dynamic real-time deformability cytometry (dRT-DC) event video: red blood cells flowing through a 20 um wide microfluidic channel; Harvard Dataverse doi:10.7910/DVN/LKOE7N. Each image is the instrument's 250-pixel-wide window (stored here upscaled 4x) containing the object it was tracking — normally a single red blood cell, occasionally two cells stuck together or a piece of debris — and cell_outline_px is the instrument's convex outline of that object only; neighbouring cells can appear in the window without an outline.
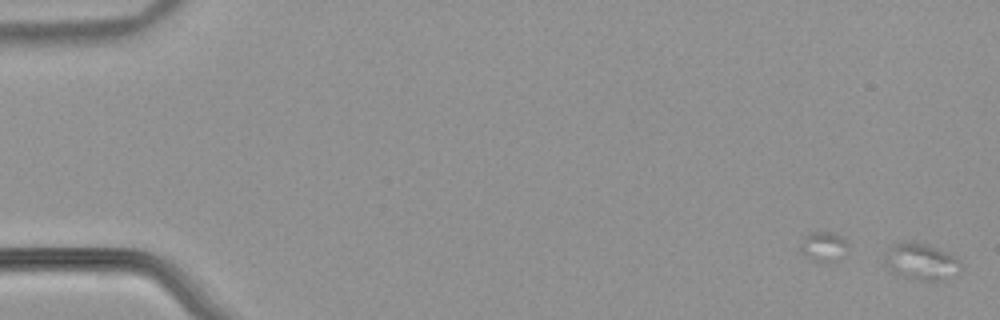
{"species": "common noctule bat (a hibernating species)", "species_latin": "Nyctalus noctula", "temperature_condition": "warm", "stored_images_in_passage": 52, "camera_frame_rate_fps": 3000, "um_per_image_px": 0.085, "animal": {"sex": "male", "body_mass_g": 21.5, "forearm_length_mm": 52.0}, "frame": {"image": 1, "passage_image": 1, "time_ms": 0.0, "image_size_px": [1000, 320], "cell_outline_px": [[960, 268], [940, 280], [920, 280], [896, 276], [884, 260], [888, 244], [896, 240], [912, 240], [936, 248], [956, 256], [960, 260]], "centroid_in_image_um": [78.18, 22.17], "position_along_channel_um": 6.8, "area_um2": 16.3}}
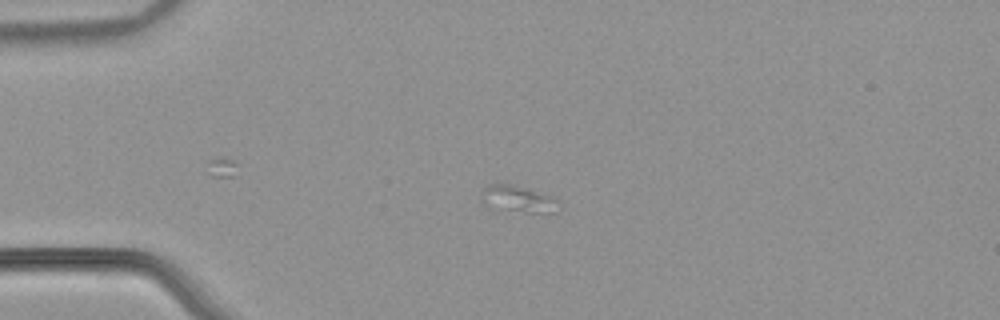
{"frame": {"image": 2, "passage_image": 15, "time_ms": 4.667, "image_size_px": [1000, 320], "cell_outline_px": [[560, 208], [556, 212], [496, 212], [488, 208], [480, 200], [484, 188], [488, 184], [508, 184], [552, 196], [556, 200]], "centroid_in_image_um": [43.94, 16.97], "position_along_channel_um": 41.1, "area_um2": 12.31}}
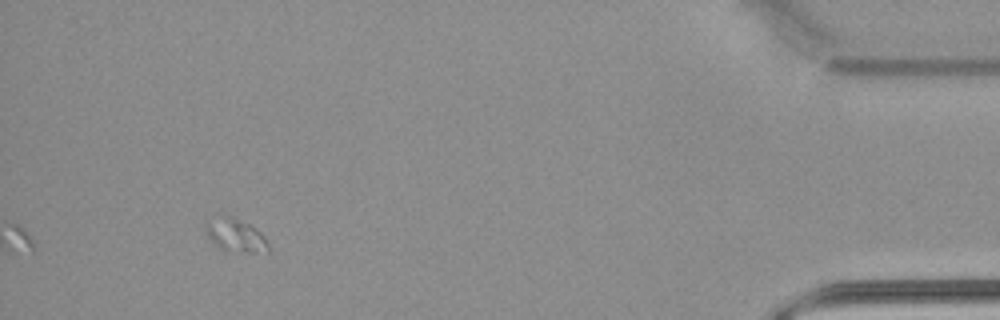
{"frame": {"image": 3, "passage_image": 52, "time_ms": 17.0, "image_size_px": [1000, 320], "cell_outline_px": [[268, 252], [244, 252], [220, 248], [204, 232], [204, 220], [224, 216], [232, 216], [256, 228], [264, 236], [268, 244]], "centroid_in_image_um": [19.99, 19.97], "position_along_channel_um": 415.2, "area_um2": 11.96}}